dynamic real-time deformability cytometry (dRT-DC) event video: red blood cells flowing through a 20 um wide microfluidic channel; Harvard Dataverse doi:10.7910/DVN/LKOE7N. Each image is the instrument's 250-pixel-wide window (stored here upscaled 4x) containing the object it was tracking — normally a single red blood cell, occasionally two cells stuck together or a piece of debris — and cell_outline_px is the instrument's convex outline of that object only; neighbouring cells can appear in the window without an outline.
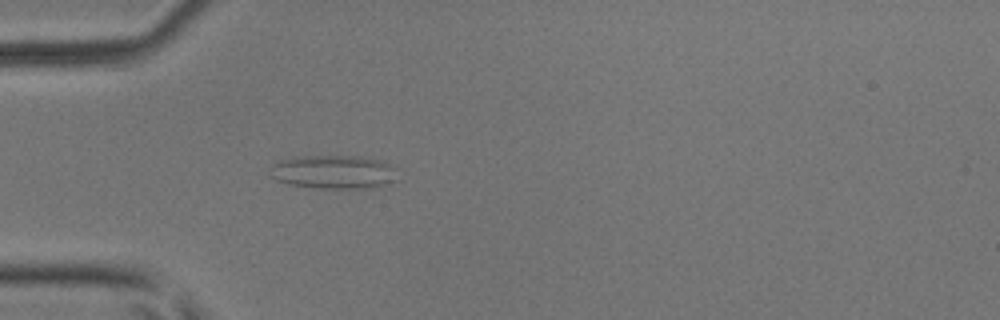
{"species": "common noctule bat (a hibernating species)", "species_latin": "Nyctalus noctula", "temperature_condition": "room temperature", "stored_images_in_passage": 3, "camera_frame_rate_fps": 3000, "um_per_image_px": 0.085, "animal": {"sex": "male", "body_mass_g": 17.9, "forearm_length_mm": 54.2}, "frame": {"image": 1, "passage_image": 3, "time_ms": 0.667, "image_size_px": [1000, 320], "cell_outline_px": [[396, 180], [372, 188], [320, 188], [288, 184], [276, 180], [272, 176], [272, 164], [280, 160], [296, 156], [368, 156], [384, 160], [392, 168]], "centroid_in_image_um": [28.35, 14.6], "position_along_channel_um": 56.7, "area_um2": 24.91}}